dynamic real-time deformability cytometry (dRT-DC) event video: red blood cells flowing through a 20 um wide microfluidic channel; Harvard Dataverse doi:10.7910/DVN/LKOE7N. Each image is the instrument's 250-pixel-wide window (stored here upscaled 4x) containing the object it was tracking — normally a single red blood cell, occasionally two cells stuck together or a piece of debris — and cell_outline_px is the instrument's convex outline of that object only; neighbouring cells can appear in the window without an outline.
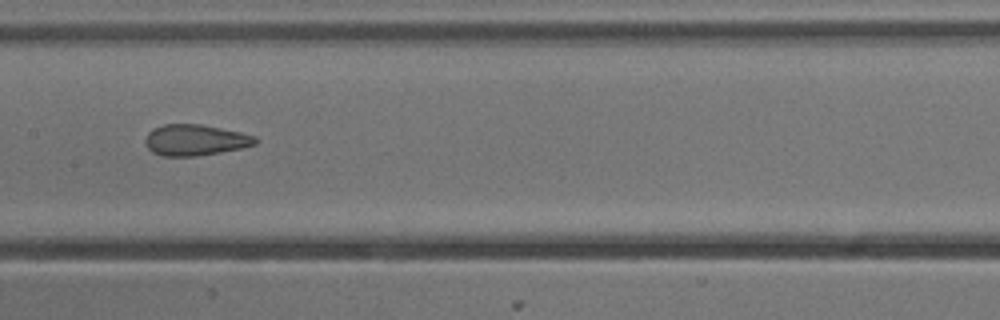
{"species": "common noctule bat (a hibernating species)", "species_latin": "Nyctalus noctula", "temperature_condition": "cold", "stored_images_in_passage": 10, "camera_frame_rate_fps": 3000, "um_per_image_px": 0.085, "animal": {"sex": "male", "body_mass_g": 13.3}, "frame": {"image": 1, "passage_image": 9, "time_ms": 2.667, "image_size_px": [1000, 320], "cell_outline_px": [[256, 144], [240, 148], [220, 152], [196, 156], [164, 156], [152, 152], [148, 148], [144, 140], [148, 132], [164, 124], [200, 124], [240, 132], [256, 136]], "centroid_in_image_um": [16.57, 11.9], "position_along_channel_um": 190.8, "area_um2": 19.71}}
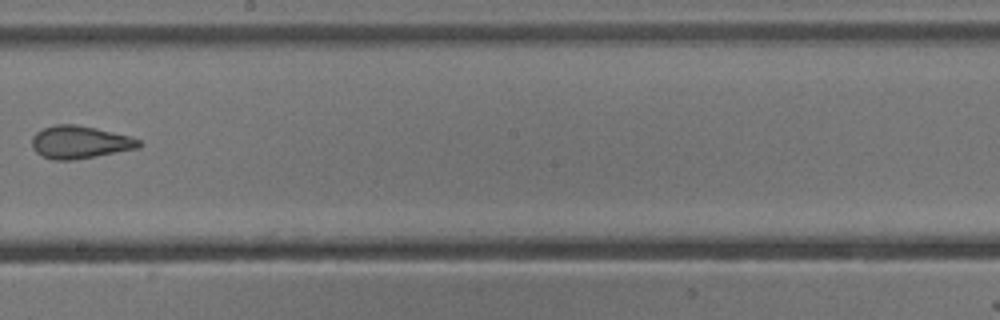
{"frame": {"image": 2, "passage_image": 10, "time_ms": 3.0, "image_size_px": [1000, 320], "cell_outline_px": [[144, 144], [140, 148], [96, 156], [72, 160], [52, 160], [36, 152], [32, 148], [32, 136], [36, 132], [44, 128], [56, 124], [76, 124], [96, 128], [132, 136], [140, 140]], "centroid_in_image_um": [6.82, 12.08], "position_along_channel_um": 241.4, "area_um2": 20.58}}